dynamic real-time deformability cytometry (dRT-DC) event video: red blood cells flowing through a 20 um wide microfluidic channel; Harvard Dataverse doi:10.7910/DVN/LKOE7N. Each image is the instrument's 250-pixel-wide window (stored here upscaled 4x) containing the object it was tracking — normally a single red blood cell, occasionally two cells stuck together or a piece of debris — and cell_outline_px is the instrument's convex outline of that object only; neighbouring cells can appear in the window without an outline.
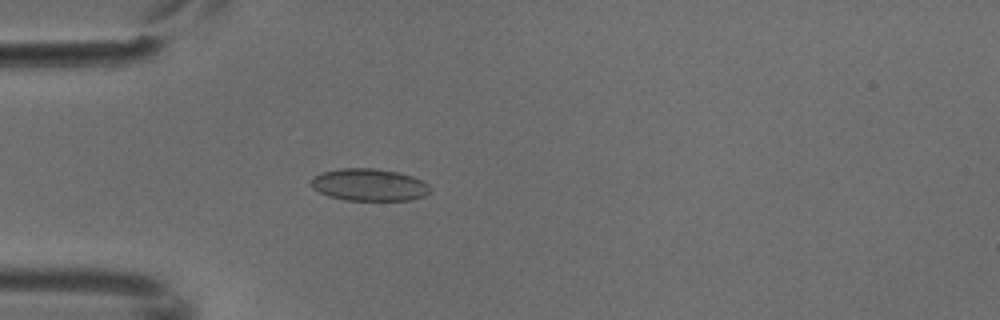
{"species": "common noctule bat (a hibernating species)", "species_latin": "Nyctalus noctula", "temperature_condition": "cold", "stored_images_in_passage": 3, "camera_frame_rate_fps": 3000, "um_per_image_px": 0.085, "animal": {"sex": "male", "body_mass_g": 18.8}, "frame": {"image": 1, "passage_image": 3, "time_ms": 0.667, "image_size_px": [1000, 320], "cell_outline_px": [[432, 188], [424, 196], [408, 200], [344, 200], [328, 196], [312, 188], [308, 184], [308, 180], [312, 176], [320, 172], [340, 168], [372, 168], [396, 172], [412, 176], [428, 184]], "centroid_in_image_um": [31.29, 15.7], "position_along_channel_um": 53.7, "area_um2": 22.54}}